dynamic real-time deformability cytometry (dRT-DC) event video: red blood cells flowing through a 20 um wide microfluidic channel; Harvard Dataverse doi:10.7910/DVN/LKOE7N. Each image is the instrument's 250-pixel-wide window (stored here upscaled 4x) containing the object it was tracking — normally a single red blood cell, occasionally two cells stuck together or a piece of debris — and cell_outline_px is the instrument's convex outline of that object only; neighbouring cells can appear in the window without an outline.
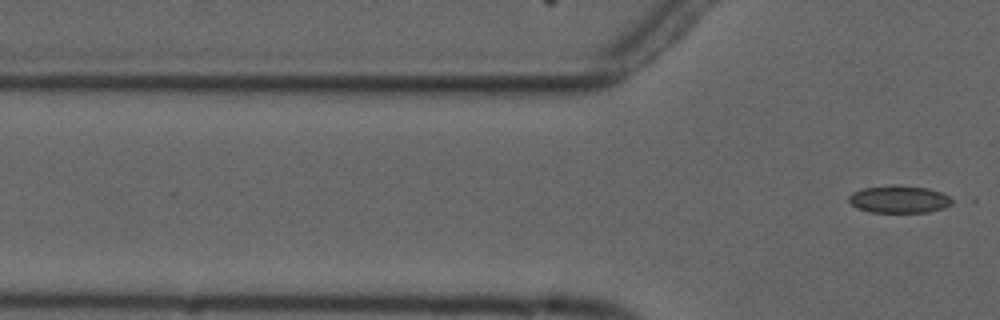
{"species": "common noctule bat (a hibernating species)", "species_latin": "Nyctalus noctula", "temperature_condition": "cold", "stored_images_in_passage": 5, "camera_frame_rate_fps": 3000, "um_per_image_px": 0.085, "animal": {"sex": "male", "forearm_length_mm": 52.5}, "frame": {"image": 1, "passage_image": 5, "time_ms": 6.333, "image_size_px": [1000, 320], "cell_outline_px": [[956, 200], [952, 204], [944, 208], [928, 212], [872, 212], [856, 208], [848, 200], [848, 196], [852, 192], [864, 188], [888, 184], [928, 188], [940, 192]], "centroid_in_image_um": [76.43, 16.93], "position_along_channel_um": 49.4, "area_um2": 16.65}}